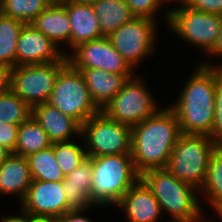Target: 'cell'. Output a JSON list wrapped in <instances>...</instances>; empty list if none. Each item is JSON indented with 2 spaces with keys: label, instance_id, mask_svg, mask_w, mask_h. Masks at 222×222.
I'll list each match as a JSON object with an SVG mask.
<instances>
[{
  "label": "cell",
  "instance_id": "5",
  "mask_svg": "<svg viewBox=\"0 0 222 222\" xmlns=\"http://www.w3.org/2000/svg\"><path fill=\"white\" fill-rule=\"evenodd\" d=\"M217 146L208 135L182 134L165 168L181 182L200 191L206 179L210 157Z\"/></svg>",
  "mask_w": 222,
  "mask_h": 222
},
{
  "label": "cell",
  "instance_id": "6",
  "mask_svg": "<svg viewBox=\"0 0 222 222\" xmlns=\"http://www.w3.org/2000/svg\"><path fill=\"white\" fill-rule=\"evenodd\" d=\"M171 1H178L179 6L170 8L163 15L169 29L184 41L209 54L216 45L222 15L193 10L181 0Z\"/></svg>",
  "mask_w": 222,
  "mask_h": 222
},
{
  "label": "cell",
  "instance_id": "42",
  "mask_svg": "<svg viewBox=\"0 0 222 222\" xmlns=\"http://www.w3.org/2000/svg\"><path fill=\"white\" fill-rule=\"evenodd\" d=\"M216 215H218L219 217H222V206L216 211Z\"/></svg>",
  "mask_w": 222,
  "mask_h": 222
},
{
  "label": "cell",
  "instance_id": "31",
  "mask_svg": "<svg viewBox=\"0 0 222 222\" xmlns=\"http://www.w3.org/2000/svg\"><path fill=\"white\" fill-rule=\"evenodd\" d=\"M135 17L155 19L161 5L171 0H124ZM156 14V15H155Z\"/></svg>",
  "mask_w": 222,
  "mask_h": 222
},
{
  "label": "cell",
  "instance_id": "12",
  "mask_svg": "<svg viewBox=\"0 0 222 222\" xmlns=\"http://www.w3.org/2000/svg\"><path fill=\"white\" fill-rule=\"evenodd\" d=\"M72 50L66 57L73 68H97L114 74L135 75L107 36L81 43Z\"/></svg>",
  "mask_w": 222,
  "mask_h": 222
},
{
  "label": "cell",
  "instance_id": "17",
  "mask_svg": "<svg viewBox=\"0 0 222 222\" xmlns=\"http://www.w3.org/2000/svg\"><path fill=\"white\" fill-rule=\"evenodd\" d=\"M70 19V48L73 49L81 43L101 38L102 34L98 18L92 5L68 0L62 3Z\"/></svg>",
  "mask_w": 222,
  "mask_h": 222
},
{
  "label": "cell",
  "instance_id": "23",
  "mask_svg": "<svg viewBox=\"0 0 222 222\" xmlns=\"http://www.w3.org/2000/svg\"><path fill=\"white\" fill-rule=\"evenodd\" d=\"M52 144L46 132L31 116L19 125L17 144L13 154L27 157L32 153L52 146Z\"/></svg>",
  "mask_w": 222,
  "mask_h": 222
},
{
  "label": "cell",
  "instance_id": "30",
  "mask_svg": "<svg viewBox=\"0 0 222 222\" xmlns=\"http://www.w3.org/2000/svg\"><path fill=\"white\" fill-rule=\"evenodd\" d=\"M210 137L217 145H222V71L218 65L215 89V120Z\"/></svg>",
  "mask_w": 222,
  "mask_h": 222
},
{
  "label": "cell",
  "instance_id": "7",
  "mask_svg": "<svg viewBox=\"0 0 222 222\" xmlns=\"http://www.w3.org/2000/svg\"><path fill=\"white\" fill-rule=\"evenodd\" d=\"M47 104L75 119L80 125L100 112L90 96L81 71L69 63L59 71Z\"/></svg>",
  "mask_w": 222,
  "mask_h": 222
},
{
  "label": "cell",
  "instance_id": "8",
  "mask_svg": "<svg viewBox=\"0 0 222 222\" xmlns=\"http://www.w3.org/2000/svg\"><path fill=\"white\" fill-rule=\"evenodd\" d=\"M82 136L89 157L131 154V127L108 118L102 111L81 125Z\"/></svg>",
  "mask_w": 222,
  "mask_h": 222
},
{
  "label": "cell",
  "instance_id": "32",
  "mask_svg": "<svg viewBox=\"0 0 222 222\" xmlns=\"http://www.w3.org/2000/svg\"><path fill=\"white\" fill-rule=\"evenodd\" d=\"M19 125L0 122V145L14 153Z\"/></svg>",
  "mask_w": 222,
  "mask_h": 222
},
{
  "label": "cell",
  "instance_id": "19",
  "mask_svg": "<svg viewBox=\"0 0 222 222\" xmlns=\"http://www.w3.org/2000/svg\"><path fill=\"white\" fill-rule=\"evenodd\" d=\"M93 178L92 157L87 156L79 166L62 181L67 203L73 209H87L95 205L90 198Z\"/></svg>",
  "mask_w": 222,
  "mask_h": 222
},
{
  "label": "cell",
  "instance_id": "9",
  "mask_svg": "<svg viewBox=\"0 0 222 222\" xmlns=\"http://www.w3.org/2000/svg\"><path fill=\"white\" fill-rule=\"evenodd\" d=\"M145 83L137 75L128 79L102 112L108 118L130 127L153 115L159 103Z\"/></svg>",
  "mask_w": 222,
  "mask_h": 222
},
{
  "label": "cell",
  "instance_id": "28",
  "mask_svg": "<svg viewBox=\"0 0 222 222\" xmlns=\"http://www.w3.org/2000/svg\"><path fill=\"white\" fill-rule=\"evenodd\" d=\"M32 115V108L12 90L0 95V122L21 125Z\"/></svg>",
  "mask_w": 222,
  "mask_h": 222
},
{
  "label": "cell",
  "instance_id": "35",
  "mask_svg": "<svg viewBox=\"0 0 222 222\" xmlns=\"http://www.w3.org/2000/svg\"><path fill=\"white\" fill-rule=\"evenodd\" d=\"M11 70L10 66L0 64V95L11 90Z\"/></svg>",
  "mask_w": 222,
  "mask_h": 222
},
{
  "label": "cell",
  "instance_id": "22",
  "mask_svg": "<svg viewBox=\"0 0 222 222\" xmlns=\"http://www.w3.org/2000/svg\"><path fill=\"white\" fill-rule=\"evenodd\" d=\"M92 6L104 36H109L135 17L124 0H100Z\"/></svg>",
  "mask_w": 222,
  "mask_h": 222
},
{
  "label": "cell",
  "instance_id": "37",
  "mask_svg": "<svg viewBox=\"0 0 222 222\" xmlns=\"http://www.w3.org/2000/svg\"><path fill=\"white\" fill-rule=\"evenodd\" d=\"M208 55H210V57H214V56L218 58L222 57V22H221V27L219 30V35L216 41V45L214 46V48Z\"/></svg>",
  "mask_w": 222,
  "mask_h": 222
},
{
  "label": "cell",
  "instance_id": "2",
  "mask_svg": "<svg viewBox=\"0 0 222 222\" xmlns=\"http://www.w3.org/2000/svg\"><path fill=\"white\" fill-rule=\"evenodd\" d=\"M207 61L200 63L182 88L180 96L169 105L175 114L182 134L208 135L215 120V89L217 67Z\"/></svg>",
  "mask_w": 222,
  "mask_h": 222
},
{
  "label": "cell",
  "instance_id": "25",
  "mask_svg": "<svg viewBox=\"0 0 222 222\" xmlns=\"http://www.w3.org/2000/svg\"><path fill=\"white\" fill-rule=\"evenodd\" d=\"M25 23L0 12V64L16 66V44Z\"/></svg>",
  "mask_w": 222,
  "mask_h": 222
},
{
  "label": "cell",
  "instance_id": "15",
  "mask_svg": "<svg viewBox=\"0 0 222 222\" xmlns=\"http://www.w3.org/2000/svg\"><path fill=\"white\" fill-rule=\"evenodd\" d=\"M116 206L123 210L129 222H158L160 215H163L156 197L141 179L123 195Z\"/></svg>",
  "mask_w": 222,
  "mask_h": 222
},
{
  "label": "cell",
  "instance_id": "34",
  "mask_svg": "<svg viewBox=\"0 0 222 222\" xmlns=\"http://www.w3.org/2000/svg\"><path fill=\"white\" fill-rule=\"evenodd\" d=\"M87 211V209H72L61 217L57 218L58 222H93L87 218L82 212ZM84 215V216H83Z\"/></svg>",
  "mask_w": 222,
  "mask_h": 222
},
{
  "label": "cell",
  "instance_id": "4",
  "mask_svg": "<svg viewBox=\"0 0 222 222\" xmlns=\"http://www.w3.org/2000/svg\"><path fill=\"white\" fill-rule=\"evenodd\" d=\"M92 169L90 198L99 207L116 206L140 179L131 154L92 157Z\"/></svg>",
  "mask_w": 222,
  "mask_h": 222
},
{
  "label": "cell",
  "instance_id": "16",
  "mask_svg": "<svg viewBox=\"0 0 222 222\" xmlns=\"http://www.w3.org/2000/svg\"><path fill=\"white\" fill-rule=\"evenodd\" d=\"M31 116L43 128L52 143L71 141L73 136H81V125L75 119L47 103L33 106Z\"/></svg>",
  "mask_w": 222,
  "mask_h": 222
},
{
  "label": "cell",
  "instance_id": "11",
  "mask_svg": "<svg viewBox=\"0 0 222 222\" xmlns=\"http://www.w3.org/2000/svg\"><path fill=\"white\" fill-rule=\"evenodd\" d=\"M157 19L134 17L107 36L114 49L134 70L155 49Z\"/></svg>",
  "mask_w": 222,
  "mask_h": 222
},
{
  "label": "cell",
  "instance_id": "36",
  "mask_svg": "<svg viewBox=\"0 0 222 222\" xmlns=\"http://www.w3.org/2000/svg\"><path fill=\"white\" fill-rule=\"evenodd\" d=\"M2 222H30V216L21 210V214L17 215H10V216H2Z\"/></svg>",
  "mask_w": 222,
  "mask_h": 222
},
{
  "label": "cell",
  "instance_id": "26",
  "mask_svg": "<svg viewBox=\"0 0 222 222\" xmlns=\"http://www.w3.org/2000/svg\"><path fill=\"white\" fill-rule=\"evenodd\" d=\"M215 212L222 206V145L213 151L204 185L200 189Z\"/></svg>",
  "mask_w": 222,
  "mask_h": 222
},
{
  "label": "cell",
  "instance_id": "39",
  "mask_svg": "<svg viewBox=\"0 0 222 222\" xmlns=\"http://www.w3.org/2000/svg\"><path fill=\"white\" fill-rule=\"evenodd\" d=\"M30 222H58L56 218H33L30 217Z\"/></svg>",
  "mask_w": 222,
  "mask_h": 222
},
{
  "label": "cell",
  "instance_id": "3",
  "mask_svg": "<svg viewBox=\"0 0 222 222\" xmlns=\"http://www.w3.org/2000/svg\"><path fill=\"white\" fill-rule=\"evenodd\" d=\"M159 202L161 212H167L170 222H202L203 210L198 197V189L181 182L166 168L151 169L140 175Z\"/></svg>",
  "mask_w": 222,
  "mask_h": 222
},
{
  "label": "cell",
  "instance_id": "21",
  "mask_svg": "<svg viewBox=\"0 0 222 222\" xmlns=\"http://www.w3.org/2000/svg\"><path fill=\"white\" fill-rule=\"evenodd\" d=\"M30 24L57 46L60 47L59 44L63 42L70 48L71 24L66 8L62 3L50 4Z\"/></svg>",
  "mask_w": 222,
  "mask_h": 222
},
{
  "label": "cell",
  "instance_id": "43",
  "mask_svg": "<svg viewBox=\"0 0 222 222\" xmlns=\"http://www.w3.org/2000/svg\"><path fill=\"white\" fill-rule=\"evenodd\" d=\"M202 222H211V221L209 219H206L205 217V219Z\"/></svg>",
  "mask_w": 222,
  "mask_h": 222
},
{
  "label": "cell",
  "instance_id": "33",
  "mask_svg": "<svg viewBox=\"0 0 222 222\" xmlns=\"http://www.w3.org/2000/svg\"><path fill=\"white\" fill-rule=\"evenodd\" d=\"M193 10L222 15V0H181Z\"/></svg>",
  "mask_w": 222,
  "mask_h": 222
},
{
  "label": "cell",
  "instance_id": "27",
  "mask_svg": "<svg viewBox=\"0 0 222 222\" xmlns=\"http://www.w3.org/2000/svg\"><path fill=\"white\" fill-rule=\"evenodd\" d=\"M50 4L48 0H0V12L30 24Z\"/></svg>",
  "mask_w": 222,
  "mask_h": 222
},
{
  "label": "cell",
  "instance_id": "38",
  "mask_svg": "<svg viewBox=\"0 0 222 222\" xmlns=\"http://www.w3.org/2000/svg\"><path fill=\"white\" fill-rule=\"evenodd\" d=\"M11 152L0 145V166L6 161V159L10 156Z\"/></svg>",
  "mask_w": 222,
  "mask_h": 222
},
{
  "label": "cell",
  "instance_id": "20",
  "mask_svg": "<svg viewBox=\"0 0 222 222\" xmlns=\"http://www.w3.org/2000/svg\"><path fill=\"white\" fill-rule=\"evenodd\" d=\"M32 180L26 157L11 153L0 166V193L3 195L13 194L22 201Z\"/></svg>",
  "mask_w": 222,
  "mask_h": 222
},
{
  "label": "cell",
  "instance_id": "41",
  "mask_svg": "<svg viewBox=\"0 0 222 222\" xmlns=\"http://www.w3.org/2000/svg\"><path fill=\"white\" fill-rule=\"evenodd\" d=\"M48 1L52 4V3H65L68 0H48Z\"/></svg>",
  "mask_w": 222,
  "mask_h": 222
},
{
  "label": "cell",
  "instance_id": "29",
  "mask_svg": "<svg viewBox=\"0 0 222 222\" xmlns=\"http://www.w3.org/2000/svg\"><path fill=\"white\" fill-rule=\"evenodd\" d=\"M54 155L64 176L72 173L87 157L85 146L79 145L73 140L72 142L54 143Z\"/></svg>",
  "mask_w": 222,
  "mask_h": 222
},
{
  "label": "cell",
  "instance_id": "13",
  "mask_svg": "<svg viewBox=\"0 0 222 222\" xmlns=\"http://www.w3.org/2000/svg\"><path fill=\"white\" fill-rule=\"evenodd\" d=\"M22 211L33 218H59L73 208L67 203L62 182L32 180L27 193L19 201Z\"/></svg>",
  "mask_w": 222,
  "mask_h": 222
},
{
  "label": "cell",
  "instance_id": "10",
  "mask_svg": "<svg viewBox=\"0 0 222 222\" xmlns=\"http://www.w3.org/2000/svg\"><path fill=\"white\" fill-rule=\"evenodd\" d=\"M67 63L65 56L54 63L15 66L11 70V90L31 108L47 103L59 71Z\"/></svg>",
  "mask_w": 222,
  "mask_h": 222
},
{
  "label": "cell",
  "instance_id": "24",
  "mask_svg": "<svg viewBox=\"0 0 222 222\" xmlns=\"http://www.w3.org/2000/svg\"><path fill=\"white\" fill-rule=\"evenodd\" d=\"M26 158L33 180L62 182L65 179L54 155V143Z\"/></svg>",
  "mask_w": 222,
  "mask_h": 222
},
{
  "label": "cell",
  "instance_id": "18",
  "mask_svg": "<svg viewBox=\"0 0 222 222\" xmlns=\"http://www.w3.org/2000/svg\"><path fill=\"white\" fill-rule=\"evenodd\" d=\"M75 69L81 71L89 89L90 96L100 111H102L121 90L127 80L135 76L109 73L97 68Z\"/></svg>",
  "mask_w": 222,
  "mask_h": 222
},
{
  "label": "cell",
  "instance_id": "14",
  "mask_svg": "<svg viewBox=\"0 0 222 222\" xmlns=\"http://www.w3.org/2000/svg\"><path fill=\"white\" fill-rule=\"evenodd\" d=\"M60 49L31 24H25L16 44V66L61 61L69 52L64 53Z\"/></svg>",
  "mask_w": 222,
  "mask_h": 222
},
{
  "label": "cell",
  "instance_id": "1",
  "mask_svg": "<svg viewBox=\"0 0 222 222\" xmlns=\"http://www.w3.org/2000/svg\"><path fill=\"white\" fill-rule=\"evenodd\" d=\"M182 135L177 115L168 105L131 127V156L136 171L165 168Z\"/></svg>",
  "mask_w": 222,
  "mask_h": 222
},
{
  "label": "cell",
  "instance_id": "40",
  "mask_svg": "<svg viewBox=\"0 0 222 222\" xmlns=\"http://www.w3.org/2000/svg\"><path fill=\"white\" fill-rule=\"evenodd\" d=\"M73 1L78 2V3H85V4L93 5L100 0H73Z\"/></svg>",
  "mask_w": 222,
  "mask_h": 222
}]
</instances>
